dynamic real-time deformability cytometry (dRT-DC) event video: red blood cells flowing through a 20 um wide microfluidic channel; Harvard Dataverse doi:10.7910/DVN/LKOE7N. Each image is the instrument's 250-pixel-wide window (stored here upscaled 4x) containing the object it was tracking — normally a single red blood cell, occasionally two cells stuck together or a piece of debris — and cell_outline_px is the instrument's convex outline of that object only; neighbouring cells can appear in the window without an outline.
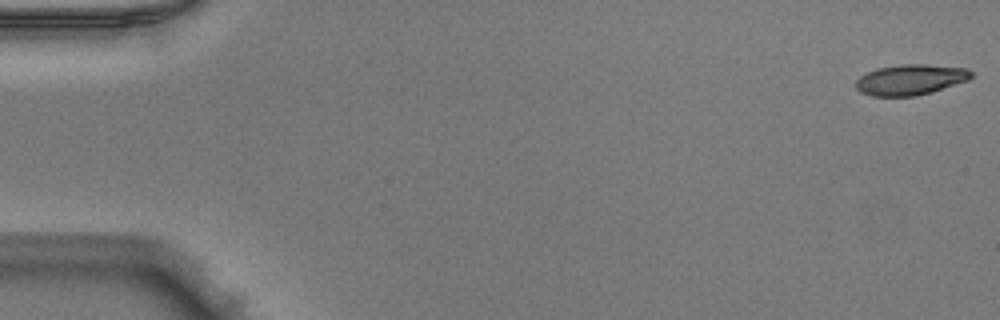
{"species": "Egyptian fruit bat (a non-hibernating species)", "species_latin": "Rousettus aegyptiacus", "temperature_condition": "warm", "stored_images_in_passage": 20, "camera_frame_rate_fps": 3000, "um_per_image_px": 0.085, "animal": {"sex": "male"}, "frame": {"image": 1, "passage_image": 1, "time_ms": 0.0, "image_size_px": [1000, 320], "cell_outline_px": [[972, 76], [968, 80], [928, 92], [912, 96], [872, 96], [860, 92], [856, 88], [856, 80], [860, 76], [876, 68], [900, 64], [924, 64], [968, 68], [972, 72]], "centroid_in_image_um": [77.35, 6.75], "position_along_channel_um": 7.6, "area_um2": 20.35}}
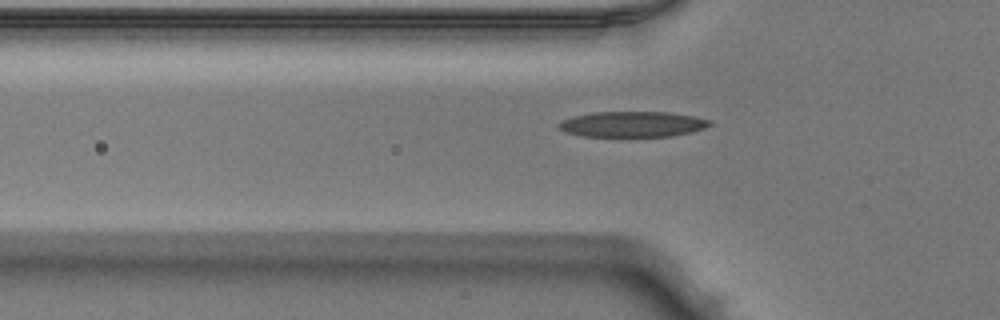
{"frame": {"image": 2, "passage_image": 17, "time_ms": 5.333, "image_size_px": [1000, 320], "cell_outline_px": [[712, 124], [704, 128], [692, 132], [672, 136], [584, 136], [564, 132], [556, 124], [572, 116], [592, 112], [668, 112], [692, 116], [712, 120]], "centroid_in_image_um": [53.76, 10.55], "position_along_channel_um": 72.0, "area_um2": 22.48}}